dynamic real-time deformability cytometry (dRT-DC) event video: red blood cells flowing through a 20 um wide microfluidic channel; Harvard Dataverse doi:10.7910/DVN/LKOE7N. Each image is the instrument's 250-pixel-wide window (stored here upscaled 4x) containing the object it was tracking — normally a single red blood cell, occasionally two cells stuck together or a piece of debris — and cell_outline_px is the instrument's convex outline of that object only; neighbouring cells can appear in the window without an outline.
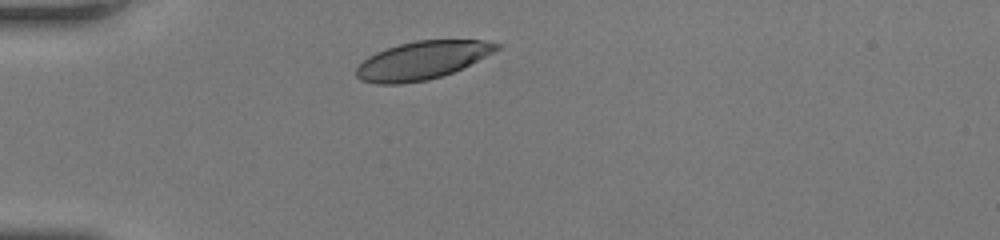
{"species": "human", "species_latin": "Homo sapiens", "temperature_condition": "room temperature", "stored_images_in_passage": 29, "camera_frame_rate_fps": 3000, "um_per_image_px": 0.085, "donor": {"sex": "female"}, "frame": {"image": 1, "passage_image": 1, "time_ms": 0.0, "image_size_px": [1000, 240], "cell_outline_px": [[500, 48], [452, 72], [428, 80], [400, 84], [376, 84], [360, 80], [356, 76], [356, 68], [368, 56], [376, 52], [400, 44], [416, 40], [484, 40], [500, 44]], "centroid_in_image_um": [35.82, 5.13], "position_along_channel_um": 49.2, "area_um2": 30.69}}
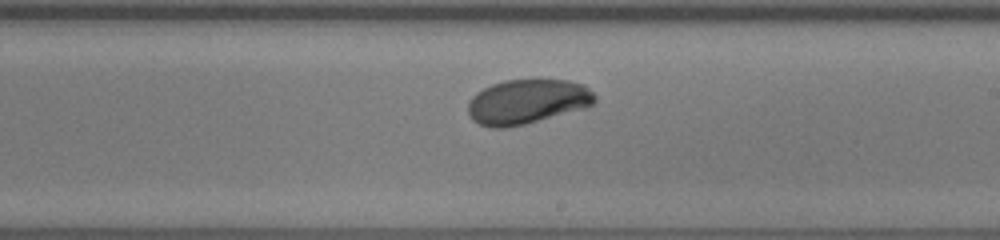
{"frame": {"image": 2, "passage_image": 17, "time_ms": 5.333, "image_size_px": [1000, 240], "cell_outline_px": [[596, 100], [592, 104], [584, 108], [524, 124], [504, 128], [492, 128], [480, 124], [472, 120], [468, 112], [468, 104], [472, 96], [476, 92], [492, 84], [504, 80], [568, 80], [584, 84], [596, 96]], "centroid_in_image_um": [44.79, 8.63], "position_along_channel_um": 244.2, "area_um2": 32.83}}
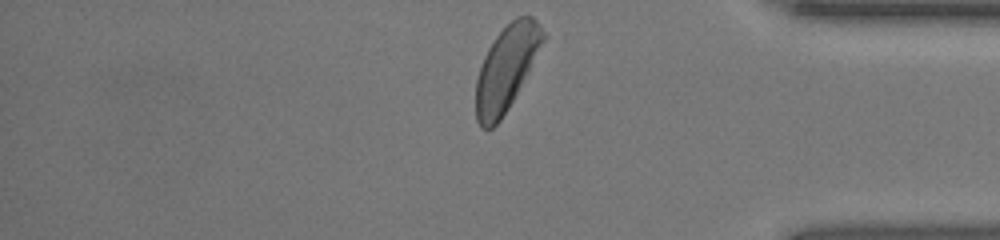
{"frame": {"image": 3, "passage_image": 29, "time_ms": 9.333, "image_size_px": [1000, 240], "cell_outline_px": [[548, 36], [508, 108], [500, 120], [492, 128], [480, 128], [476, 120], [476, 80], [484, 56], [488, 48], [496, 36], [516, 16], [532, 16], [540, 24]], "centroid_in_image_um": [43.06, 5.78], "position_along_channel_um": 392.1, "area_um2": 32.89}, "authors_computed_cell_mechanics": {"area_um2": 32.8882, "velocity_mm_per_s": 4.1285, "shape_relaxation_time_tau1_ms": 2.3356, "shape_relaxation_time_tau2_ms": null, "deformation_change_tau1": 0.1311, "deformation_change_tau2": null}}